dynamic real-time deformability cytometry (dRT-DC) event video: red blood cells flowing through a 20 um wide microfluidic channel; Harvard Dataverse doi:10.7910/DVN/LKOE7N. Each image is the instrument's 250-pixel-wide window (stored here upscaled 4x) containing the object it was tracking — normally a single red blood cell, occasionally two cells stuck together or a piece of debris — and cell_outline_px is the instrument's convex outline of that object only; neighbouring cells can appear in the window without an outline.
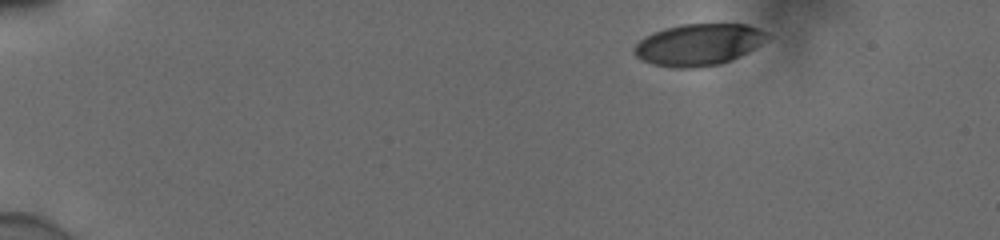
{"species": "human", "species_latin": "Homo sapiens", "temperature_condition": "cold", "stored_images_in_passage": 6, "camera_frame_rate_fps": 3000, "um_per_image_px": 0.085, "donor": {"sex": "male"}, "frame": {"image": 1, "passage_image": 1, "time_ms": 0.0, "image_size_px": [1000, 240], "cell_outline_px": [[764, 32], [760, 44], [748, 52], [720, 64], [692, 68], [676, 68], [652, 64], [636, 56], [632, 48], [644, 36], [652, 32], [664, 28], [680, 24], [744, 24], [756, 28]], "centroid_in_image_um": [59.27, 3.79], "position_along_channel_um": 25.7, "area_um2": 31.79}}
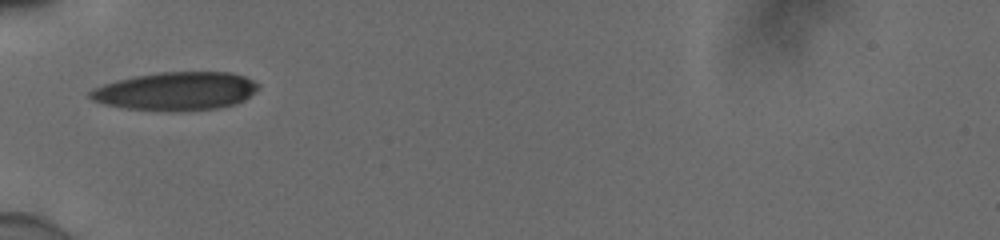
{"frame": {"image": 2, "passage_image": 5, "time_ms": 1.333, "image_size_px": [1000, 240], "cell_outline_px": [[260, 84], [244, 100], [232, 104], [216, 108], [176, 112], [172, 112], [124, 108], [104, 104], [92, 100], [88, 96], [88, 92], [104, 84], [116, 80], [136, 76], [160, 72], [232, 72], [244, 76]], "centroid_in_image_um": [14.92, 7.75], "position_along_channel_um": 70.1, "area_um2": 37.4}}